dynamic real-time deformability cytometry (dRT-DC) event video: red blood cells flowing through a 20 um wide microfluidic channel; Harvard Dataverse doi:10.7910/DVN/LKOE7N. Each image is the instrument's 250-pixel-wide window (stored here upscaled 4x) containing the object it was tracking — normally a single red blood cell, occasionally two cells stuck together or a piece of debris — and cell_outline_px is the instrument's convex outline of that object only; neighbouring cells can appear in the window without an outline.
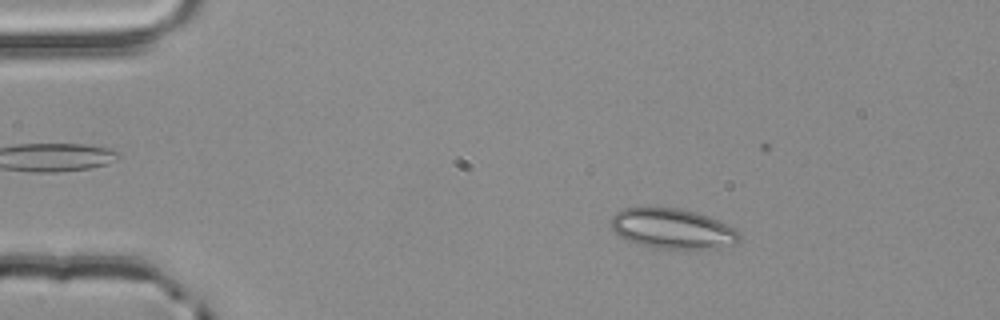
{"species": "common noctule bat (a hibernating species)", "species_latin": "Nyctalus noctula", "temperature_condition": "room temperature", "stored_images_in_passage": 3, "camera_frame_rate_fps": 3000, "um_per_image_px": 0.085, "animal": {"sex": "male", "body_mass_g": 20.4}, "frame": {"image": 1, "passage_image": 1, "time_ms": 0.0, "image_size_px": [1000, 320], "cell_outline_px": [[740, 240], [736, 244], [720, 248], [656, 248], [636, 244], [620, 236], [612, 228], [612, 216], [616, 212], [624, 208], [680, 208], [696, 212], [708, 216], [736, 228], [740, 232]], "centroid_in_image_um": [57.21, 19.44], "position_along_channel_um": 27.8, "area_um2": 29.94}}